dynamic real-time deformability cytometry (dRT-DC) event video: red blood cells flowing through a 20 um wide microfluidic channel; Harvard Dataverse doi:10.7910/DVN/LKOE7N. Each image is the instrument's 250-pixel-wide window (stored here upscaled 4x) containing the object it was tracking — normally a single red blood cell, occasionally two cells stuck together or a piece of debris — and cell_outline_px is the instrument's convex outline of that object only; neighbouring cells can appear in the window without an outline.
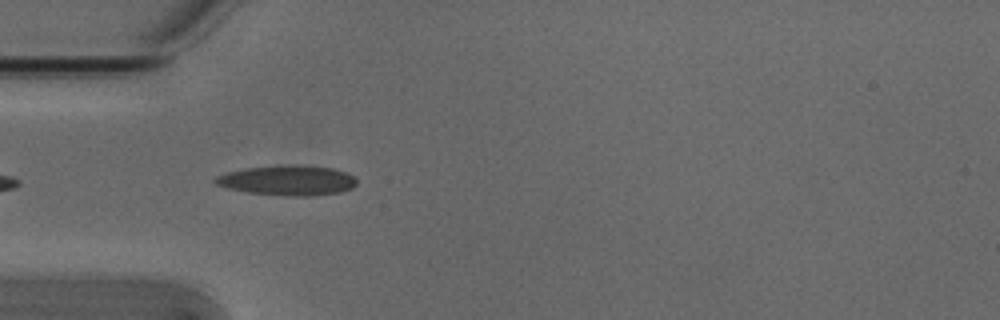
{"species": "Egyptian fruit bat (a non-hibernating species)", "species_latin": "Rousettus aegyptiacus", "temperature_condition": "cold", "stored_images_in_passage": 39, "camera_frame_rate_fps": 3000, "um_per_image_px": 0.085, "animal": {"sex": "male"}, "frame": {"image": 1, "passage_image": 3, "time_ms": 0.667, "image_size_px": [1000, 320], "cell_outline_px": [[356, 184], [352, 188], [340, 192], [308, 196], [284, 196], [248, 192], [228, 188], [216, 184], [212, 180], [216, 176], [228, 172], [244, 168], [288, 164], [300, 164], [332, 168], [348, 172], [356, 180]], "centroid_in_image_um": [24.45, 15.32], "position_along_channel_um": 60.6, "area_um2": 24.91}}
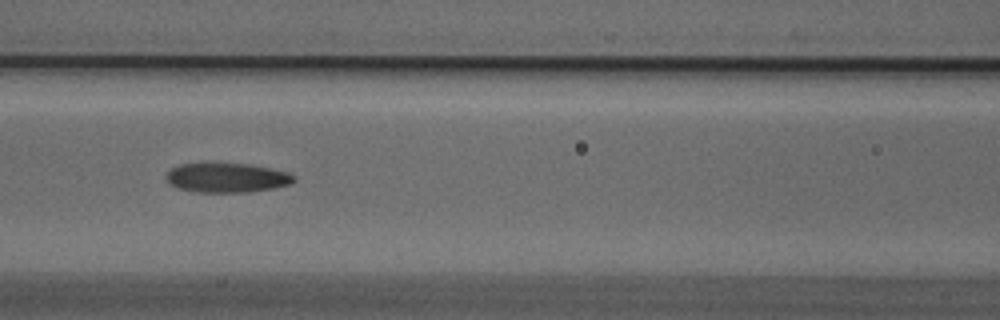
{"frame": {"image": 2, "passage_image": 10, "time_ms": 3.0, "image_size_px": [1000, 320], "cell_outline_px": [[296, 180], [292, 184], [276, 188], [248, 192], [196, 192], [176, 188], [168, 184], [164, 176], [172, 168], [180, 164], [200, 160], [216, 160], [248, 164], [288, 172], [296, 176]], "centroid_in_image_um": [19.22, 15.06], "position_along_channel_um": 147.4, "area_um2": 23.24}}
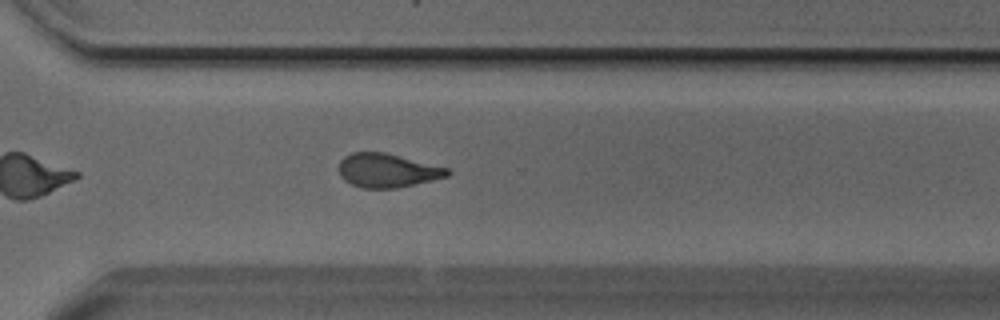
{"frame": {"image": 3, "passage_image": 25, "time_ms": 8.0, "image_size_px": [1000, 320], "cell_outline_px": [[452, 172], [448, 176], [396, 188], [360, 188], [344, 180], [340, 176], [340, 160], [344, 156], [352, 152], [384, 152], [448, 168]], "centroid_in_image_um": [32.9, 14.49], "position_along_channel_um": 337.7, "area_um2": 21.21}, "authors_computed_cell_mechanics": {"area_um2": 21.9062, "velocity_mm_per_s": 3.8175, "shape_relaxation_time_tau1_ms": 7.7642, "shape_relaxation_time_tau2_ms": 3.1719, "deformation_change_tau1": 0.1909, "deformation_change_tau2": 0.1127}}